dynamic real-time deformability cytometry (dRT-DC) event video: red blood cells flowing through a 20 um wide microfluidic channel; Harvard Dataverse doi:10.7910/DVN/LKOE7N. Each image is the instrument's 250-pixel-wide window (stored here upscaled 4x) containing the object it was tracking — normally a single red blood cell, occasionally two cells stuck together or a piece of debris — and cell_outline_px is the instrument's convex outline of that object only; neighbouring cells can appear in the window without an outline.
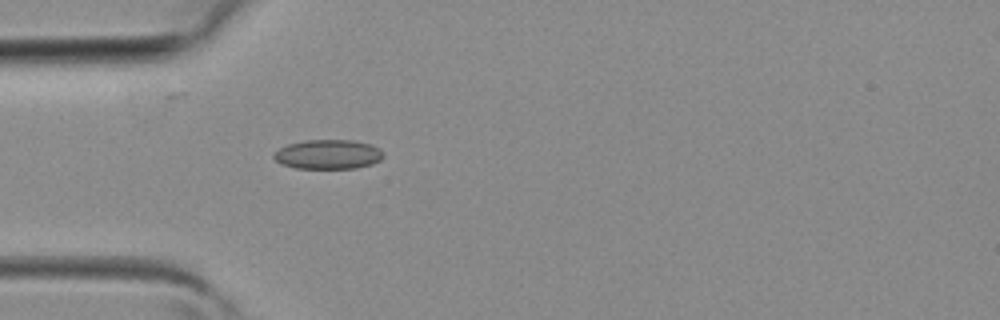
{"species": "common noctule bat (a hibernating species)", "species_latin": "Nyctalus noctula", "temperature_condition": "room temperature", "stored_images_in_passage": 30, "camera_frame_rate_fps": 3000, "um_per_image_px": 0.085, "animal": {"sex": "female", "body_mass_g": 19.3, "forearm_length_mm": 54.1}, "frame": {"image": 1, "passage_image": 1, "time_ms": 0.0, "image_size_px": [1000, 320], "cell_outline_px": [[384, 156], [380, 160], [372, 164], [356, 168], [296, 168], [280, 164], [272, 156], [280, 148], [288, 144], [304, 140], [352, 140], [372, 144], [380, 148], [384, 152]], "centroid_in_image_um": [27.92, 13.11], "position_along_channel_um": 57.1, "area_um2": 18.9}}
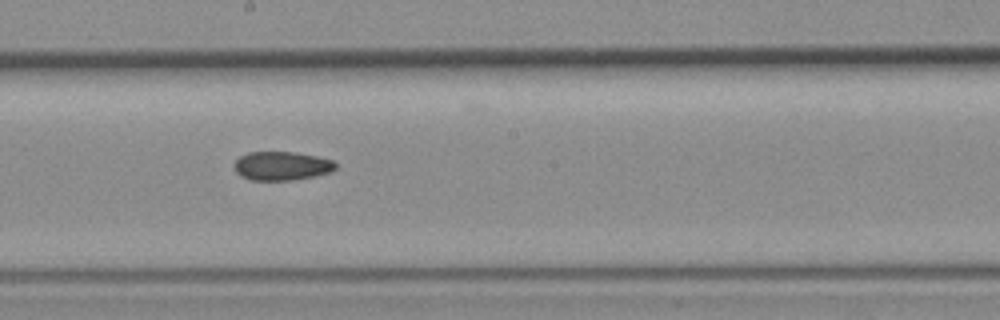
{"frame": {"image": 2, "passage_image": 11, "time_ms": 3.333, "image_size_px": [1000, 320], "cell_outline_px": [[336, 168], [332, 172], [292, 180], [252, 180], [240, 176], [236, 172], [236, 160], [240, 156], [248, 152], [292, 152], [316, 156], [332, 160], [336, 164]], "centroid_in_image_um": [23.95, 14.1], "position_along_channel_um": 224.2, "area_um2": 16.82}}
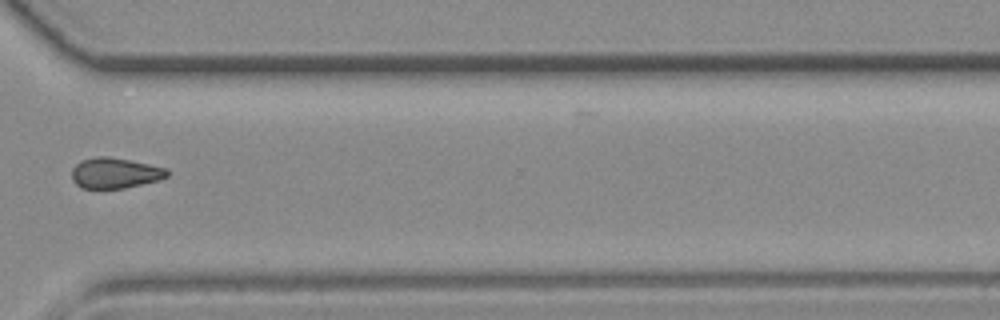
{"frame": {"image": 3, "passage_image": 19, "time_ms": 6.0, "image_size_px": [1000, 320], "cell_outline_px": [[168, 176], [156, 180], [124, 188], [80, 188], [72, 180], [72, 168], [80, 160], [96, 156], [108, 156], [168, 168]], "centroid_in_image_um": [9.73, 14.7], "position_along_channel_um": 360.9, "area_um2": 16.88}}